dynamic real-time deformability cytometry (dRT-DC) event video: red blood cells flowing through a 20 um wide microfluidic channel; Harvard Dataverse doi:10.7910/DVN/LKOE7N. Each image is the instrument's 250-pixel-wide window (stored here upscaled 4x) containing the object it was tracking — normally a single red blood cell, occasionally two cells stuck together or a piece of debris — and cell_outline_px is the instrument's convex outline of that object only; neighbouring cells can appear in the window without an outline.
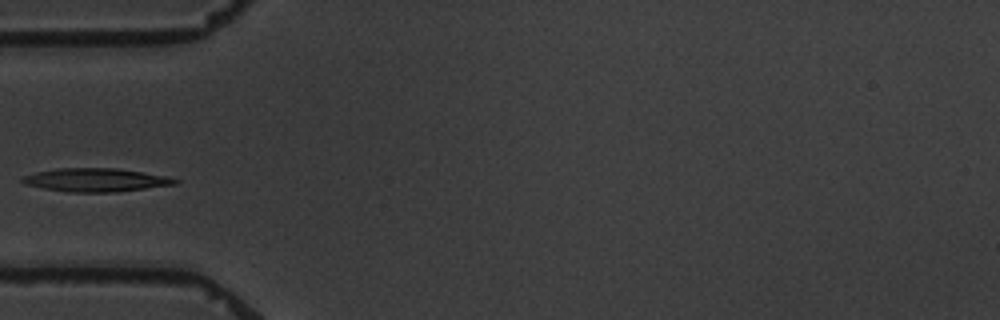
{"species": "common noctule bat (a hibernating species)", "species_latin": "Nyctalus noctula", "temperature_condition": "warm", "stored_images_in_passage": 8, "camera_frame_rate_fps": 3000, "um_per_image_px": 0.085, "animal": {"sex": "male", "body_mass_g": 19.5, "forearm_length_mm": 54.6}, "frame": {"image": 1, "passage_image": 3, "time_ms": 2.333, "image_size_px": [1000, 320], "cell_outline_px": [[180, 180], [176, 184], [116, 192], [68, 192], [44, 188], [24, 184], [20, 180], [20, 176], [36, 172], [56, 168], [116, 168], [164, 176]], "centroid_in_image_um": [8.07, 15.29], "position_along_channel_um": 76.9, "area_um2": 20.69}}
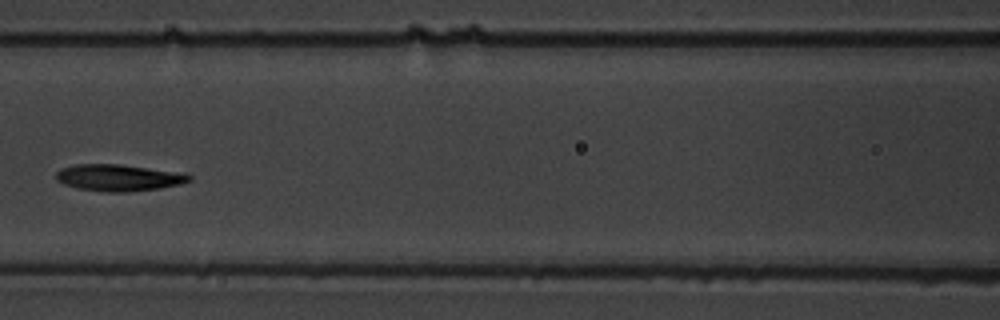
{"frame": {"image": 2, "passage_image": 5, "time_ms": 4.667, "image_size_px": [1000, 320], "cell_outline_px": [[192, 180], [180, 184], [160, 188], [120, 192], [104, 192], [76, 188], [64, 184], [56, 180], [56, 172], [64, 168], [76, 164], [120, 164], [184, 172], [192, 176]], "centroid_in_image_um": [10.12, 15.1], "position_along_channel_um": 156.5, "area_um2": 20.75}}
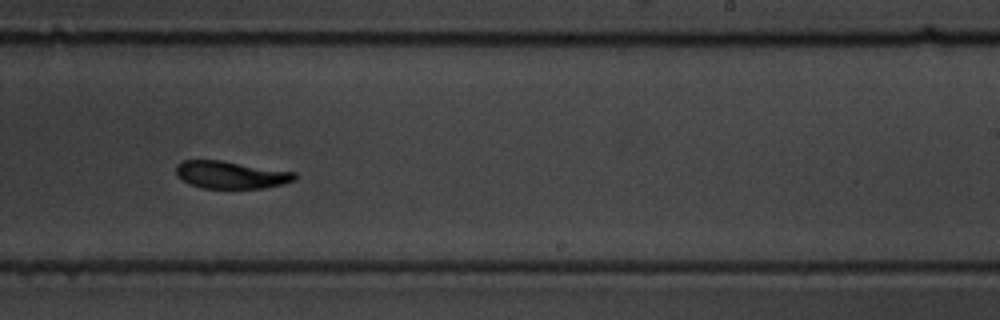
{"frame": {"image": 3, "passage_image": 8, "time_ms": 8.0, "image_size_px": [1000, 320], "cell_outline_px": [[296, 180], [264, 188], [200, 188], [176, 176], [176, 164], [184, 160], [220, 160], [296, 172]], "centroid_in_image_um": [19.61, 14.85], "position_along_channel_um": 269.4, "area_um2": 18.9}}